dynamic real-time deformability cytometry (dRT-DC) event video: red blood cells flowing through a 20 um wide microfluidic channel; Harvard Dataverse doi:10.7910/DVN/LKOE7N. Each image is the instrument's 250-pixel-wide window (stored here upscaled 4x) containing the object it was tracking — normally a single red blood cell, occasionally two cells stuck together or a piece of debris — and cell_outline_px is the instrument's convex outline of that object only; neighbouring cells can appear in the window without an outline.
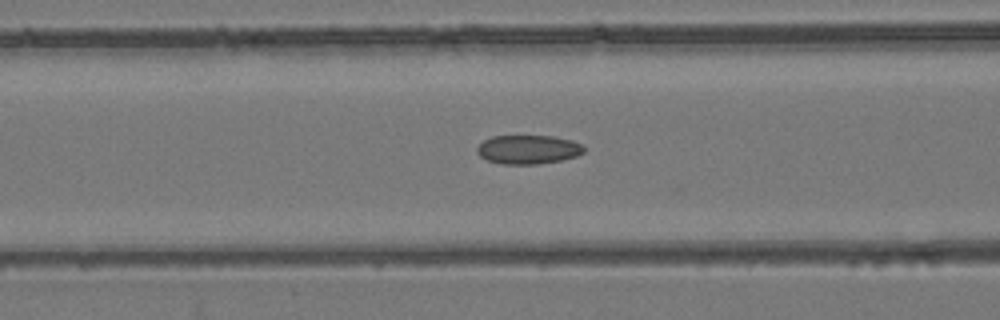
{"species": "common noctule bat (a hibernating species)", "species_latin": "Nyctalus noctula", "temperature_condition": "room temperature", "stored_images_in_passage": 52, "camera_frame_rate_fps": 3000, "um_per_image_px": 0.085, "animal": {"sex": "female", "body_mass_g": 24.6, "forearm_length_mm": 56.2}, "frame": {"image": 1, "passage_image": 21, "time_ms": 6.667, "image_size_px": [1000, 320], "cell_outline_px": [[584, 152], [576, 156], [560, 160], [540, 164], [500, 164], [488, 160], [480, 156], [476, 152], [476, 148], [484, 140], [492, 136], [552, 136], [572, 140], [580, 144], [584, 148]], "centroid_in_image_um": [44.87, 12.71], "position_along_channel_um": 121.7, "area_um2": 17.98}}
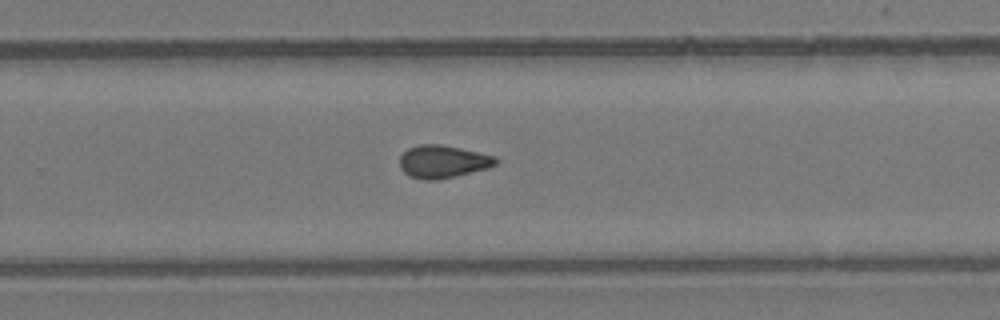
{"frame": {"image": 2, "passage_image": 34, "time_ms": 11.0, "image_size_px": [1000, 320], "cell_outline_px": [[500, 160], [496, 164], [488, 168], [456, 176], [436, 180], [424, 180], [412, 176], [404, 172], [400, 168], [400, 156], [408, 148], [420, 144], [440, 144], [460, 148], [496, 156]], "centroid_in_image_um": [37.66, 13.73], "position_along_channel_um": 292.1, "area_um2": 18.32}}
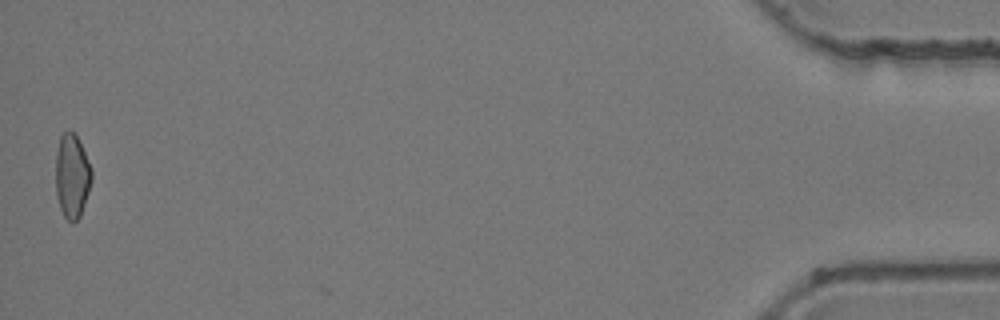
{"frame": {"image": 3, "passage_image": 52, "time_ms": 17.0, "image_size_px": [1000, 320], "cell_outline_px": [[92, 180], [80, 216], [72, 224], [64, 216], [60, 208], [56, 192], [56, 152], [60, 136], [68, 128], [76, 132], [92, 168]], "centroid_in_image_um": [6.13, 14.9], "position_along_channel_um": 429.1, "area_um2": 17.86}, "authors_computed_cell_mechanics": {"area_um2": 18.1781, "velocity_mm_per_s": 3.9405, "shape_relaxation_time_tau1_ms": null, "shape_relaxation_time_tau2_ms": 3.0125, "deformation_change_tau1": null, "deformation_change_tau2": 0.0875}}